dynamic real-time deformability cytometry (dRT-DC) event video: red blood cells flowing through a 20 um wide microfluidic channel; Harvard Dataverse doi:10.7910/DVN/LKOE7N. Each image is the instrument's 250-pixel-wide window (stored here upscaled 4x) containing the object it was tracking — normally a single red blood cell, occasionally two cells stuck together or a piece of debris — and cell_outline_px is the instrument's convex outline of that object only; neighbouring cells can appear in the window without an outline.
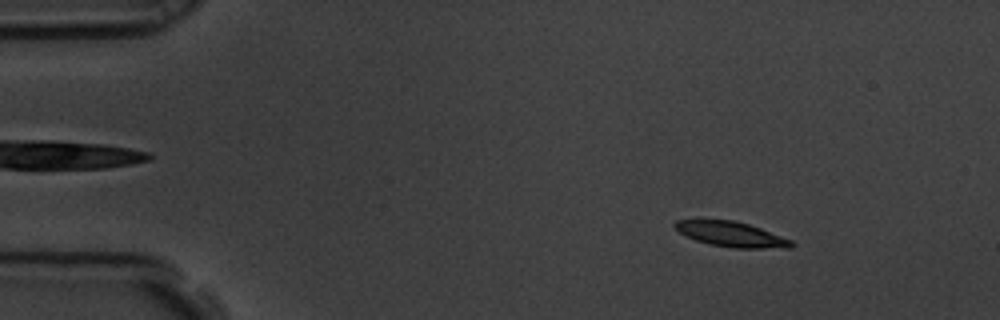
{"species": "common noctule bat (a hibernating species)", "species_latin": "Nyctalus noctula", "temperature_condition": "room temperature", "stored_images_in_passage": 9, "camera_frame_rate_fps": 3000, "um_per_image_px": 0.085, "animal": {"sex": "male", "body_mass_g": 19.5, "forearm_length_mm": 54.6}, "frame": {"image": 1, "passage_image": 1, "time_ms": 0.0, "image_size_px": [1000, 320], "cell_outline_px": [[796, 244], [792, 248], [732, 248], [712, 244], [696, 240], [680, 232], [672, 224], [676, 220], [732, 220], [748, 224], [760, 228], [792, 240]], "centroid_in_image_um": [62.21, 19.92], "position_along_channel_um": 22.8, "area_um2": 16.82}}
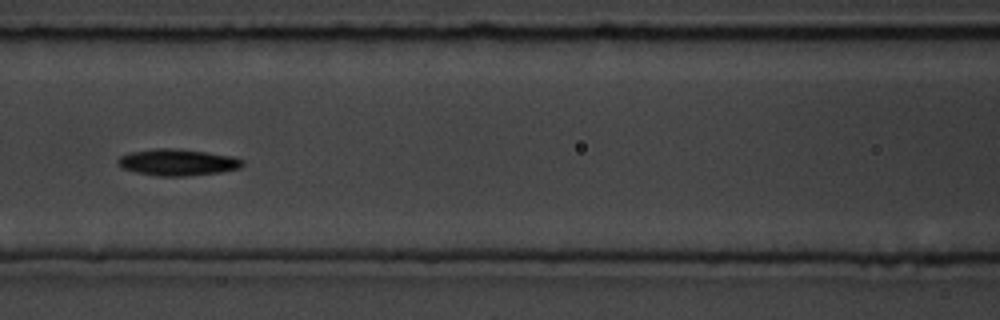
{"frame": {"image": 2, "passage_image": 6, "time_ms": 1.667, "image_size_px": [1000, 320], "cell_outline_px": [[244, 164], [240, 168], [220, 172], [188, 176], [156, 176], [136, 172], [120, 168], [116, 164], [116, 160], [120, 156], [132, 152], [156, 148], [172, 148], [204, 152], [232, 156], [244, 160]], "centroid_in_image_um": [15.06, 13.8], "position_along_channel_um": 151.5, "area_um2": 19.31}}
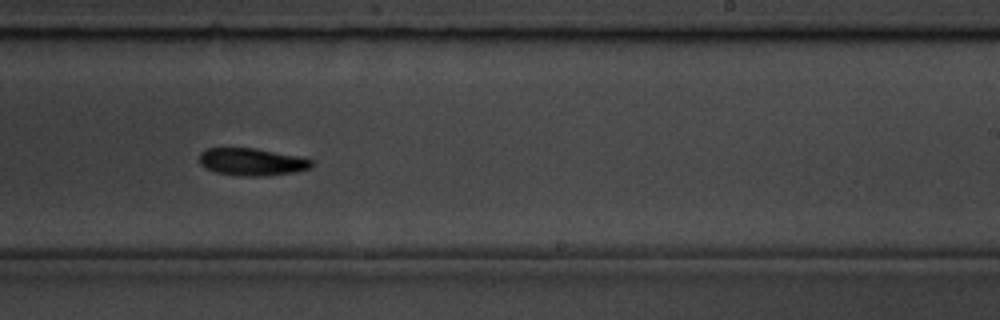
{"frame": {"image": 3, "passage_image": 9, "time_ms": 2.667, "image_size_px": [1000, 320], "cell_outline_px": [[312, 168], [296, 172], [264, 176], [240, 176], [216, 172], [204, 168], [200, 164], [200, 152], [208, 148], [256, 148], [296, 156], [312, 160]], "centroid_in_image_um": [21.39, 13.76], "position_along_channel_um": 267.6, "area_um2": 17.92}}